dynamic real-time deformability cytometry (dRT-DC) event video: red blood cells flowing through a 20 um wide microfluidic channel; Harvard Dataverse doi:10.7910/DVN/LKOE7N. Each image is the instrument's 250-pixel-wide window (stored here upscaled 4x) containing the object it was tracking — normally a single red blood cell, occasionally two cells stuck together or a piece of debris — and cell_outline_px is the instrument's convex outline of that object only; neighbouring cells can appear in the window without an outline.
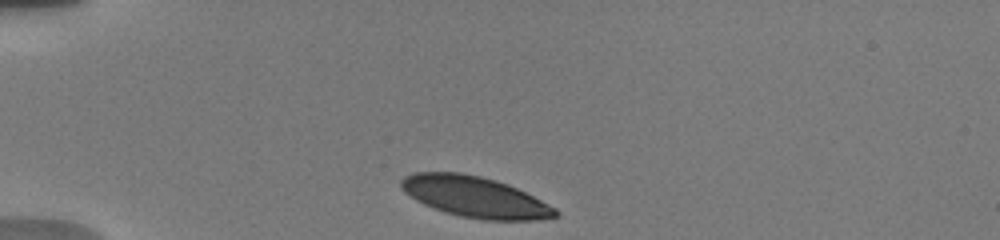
{"species": "human", "species_latin": "Homo sapiens", "temperature_condition": "warm", "stored_images_in_passage": 35, "camera_frame_rate_fps": 3000, "um_per_image_px": 0.085, "donor": {"sex": "male"}, "frame": {"image": 1, "passage_image": 1, "time_ms": 0.0, "image_size_px": [1000, 240], "cell_outline_px": [[560, 216], [540, 220], [484, 220], [460, 216], [424, 204], [404, 192], [400, 184], [400, 180], [404, 176], [416, 172], [460, 172], [480, 176], [496, 180], [508, 184], [556, 208], [560, 212]], "centroid_in_image_um": [40.4, 16.73], "position_along_channel_um": 44.6, "area_um2": 36.53}}
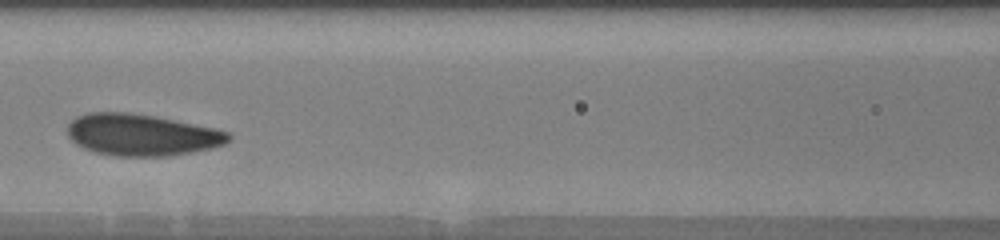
{"frame": {"image": 2, "passage_image": 12, "time_ms": 4.0, "image_size_px": [1000, 240], "cell_outline_px": [[232, 136], [224, 144], [208, 148], [168, 156], [112, 156], [92, 152], [76, 144], [68, 136], [68, 124], [76, 116], [88, 112], [128, 112], [156, 116], [212, 128], [228, 132]], "centroid_in_image_um": [11.97, 11.46], "position_along_channel_um": 154.6, "area_um2": 38.96}}
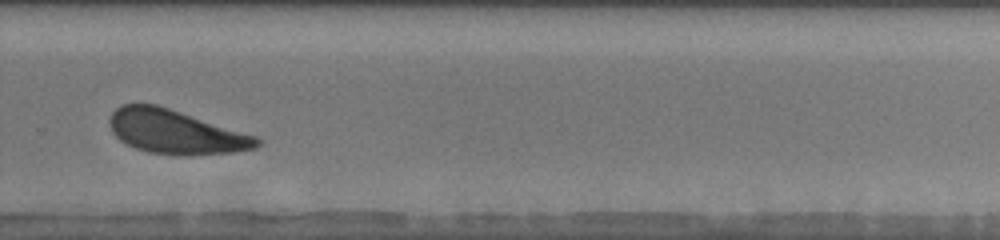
{"frame": {"image": 3, "passage_image": 23, "time_ms": 8.333, "image_size_px": [1000, 240], "cell_outline_px": [[264, 144], [256, 148], [232, 152], [188, 156], [148, 152], [136, 148], [120, 140], [112, 132], [108, 124], [108, 120], [112, 112], [120, 104], [156, 104], [256, 136]], "centroid_in_image_um": [14.91, 11.21], "position_along_channel_um": 314.9, "area_um2": 37.69}, "authors_computed_cell_mechanics": {"area_um2": 38.0902, "velocity_mm_per_s": 3.7109, "shape_relaxation_time_tau1_ms": 1.556, "shape_relaxation_time_tau2_ms": 5.9134, "deformation_change_tau1": 0.1026, "deformation_change_tau2": 0.1186}}